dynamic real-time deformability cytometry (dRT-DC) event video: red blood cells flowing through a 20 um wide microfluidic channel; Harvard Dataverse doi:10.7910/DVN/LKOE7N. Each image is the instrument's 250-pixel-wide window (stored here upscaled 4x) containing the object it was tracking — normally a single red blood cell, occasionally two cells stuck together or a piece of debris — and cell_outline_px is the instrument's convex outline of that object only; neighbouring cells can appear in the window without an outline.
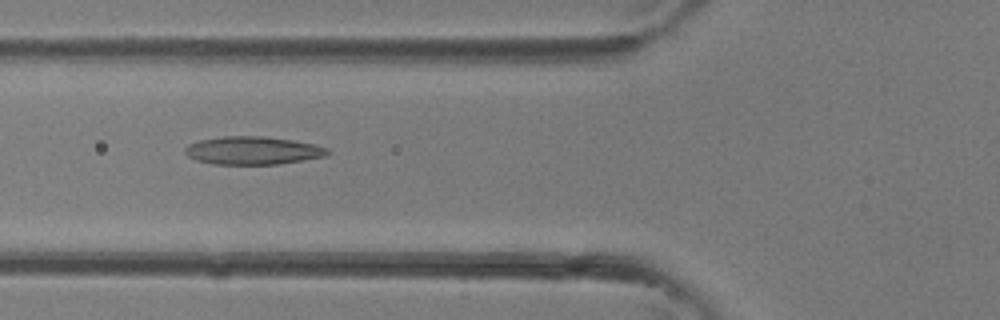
{"species": "common noctule bat (a hibernating species)", "species_latin": "Nyctalus noctula", "temperature_condition": "room temperature", "stored_images_in_passage": 35, "camera_frame_rate_fps": 3000, "um_per_image_px": 0.085, "animal": {"sex": "female"}, "frame": {"image": 1, "passage_image": 14, "time_ms": 4.333, "image_size_px": [1000, 320], "cell_outline_px": [[328, 152], [324, 156], [276, 164], [212, 164], [196, 160], [188, 156], [184, 152], [184, 148], [188, 144], [200, 140], [224, 136], [264, 136], [292, 140], [316, 144], [328, 148]], "centroid_in_image_um": [21.44, 12.78], "position_along_channel_um": 104.4, "area_um2": 23.12}}
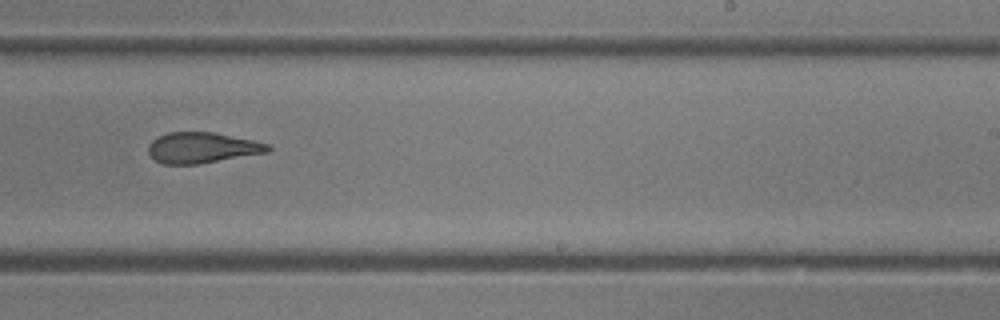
{"frame": {"image": 2, "passage_image": 23, "time_ms": 7.333, "image_size_px": [1000, 320], "cell_outline_px": [[272, 148], [268, 152], [200, 164], [164, 164], [156, 160], [148, 152], [148, 144], [156, 136], [168, 132], [212, 132], [252, 140], [268, 144]], "centroid_in_image_um": [17.15, 12.55], "position_along_channel_um": 271.8, "area_um2": 21.39}}
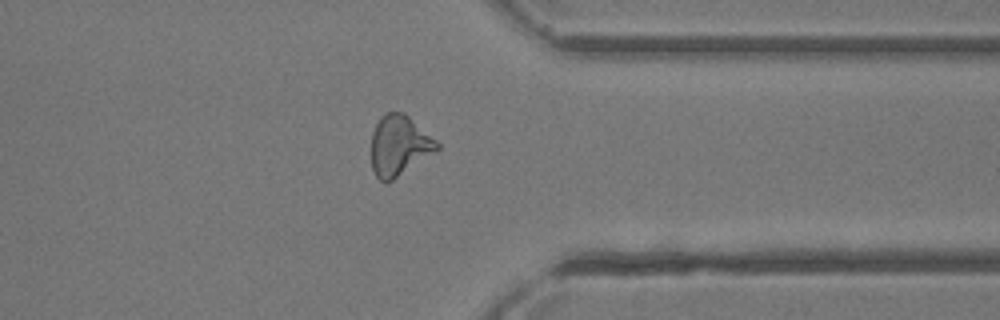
{"frame": {"image": 3, "passage_image": 29, "time_ms": 9.333, "image_size_px": [1000, 320], "cell_outline_px": [[440, 148], [436, 152], [392, 180], [384, 184], [376, 176], [372, 168], [372, 132], [380, 116], [388, 112], [404, 112], [436, 140], [440, 144]], "centroid_in_image_um": [33.93, 12.37], "position_along_channel_um": 377.5, "area_um2": 23.06}}